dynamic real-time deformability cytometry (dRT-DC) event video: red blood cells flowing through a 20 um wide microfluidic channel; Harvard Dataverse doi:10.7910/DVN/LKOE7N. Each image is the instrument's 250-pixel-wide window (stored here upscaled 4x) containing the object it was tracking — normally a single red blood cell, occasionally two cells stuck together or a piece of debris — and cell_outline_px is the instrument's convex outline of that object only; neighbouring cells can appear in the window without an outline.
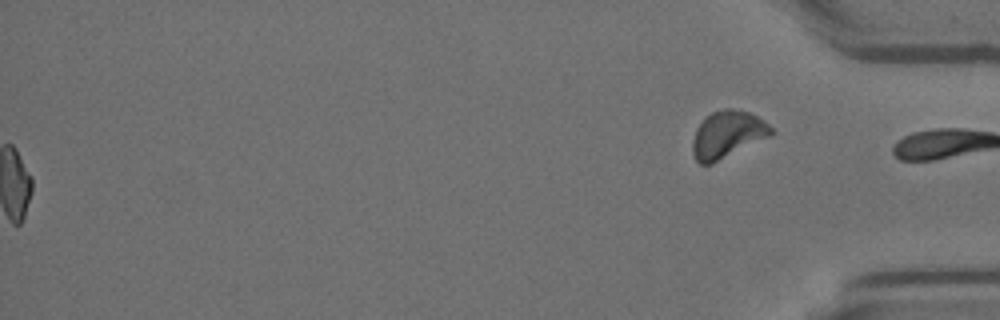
{"species": "Egyptian fruit bat (a non-hibernating species)", "species_latin": "Rousettus aegyptiacus", "temperature_condition": "room temperature", "stored_images_in_passage": 47, "segment_of_instrument_passage": [2, 2], "camera_frame_rate_fps": 3000, "um_per_image_px": 0.085, "animal": {"sex": "female"}, "frame": {"image": 1, "passage_image": 47, "time_ms": 15.333, "image_size_px": [1000, 320], "cell_outline_px": [[776, 132], [772, 136], [712, 164], [700, 164], [696, 160], [692, 152], [692, 140], [696, 128], [704, 116], [712, 112], [724, 108], [732, 108], [748, 112], [764, 120]], "centroid_in_image_um": [61.84, 11.43], "position_along_channel_um": 373.4, "area_um2": 21.96}}